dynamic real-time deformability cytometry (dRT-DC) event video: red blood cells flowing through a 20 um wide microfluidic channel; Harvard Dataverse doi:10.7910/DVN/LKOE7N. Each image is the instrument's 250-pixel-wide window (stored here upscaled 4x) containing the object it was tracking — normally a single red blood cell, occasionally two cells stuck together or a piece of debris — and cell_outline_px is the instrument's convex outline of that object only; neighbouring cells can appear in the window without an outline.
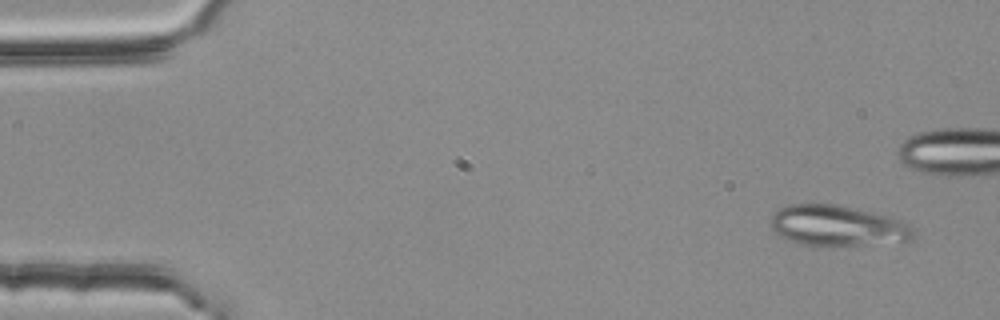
{"species": "common noctule bat (a hibernating species)", "species_latin": "Nyctalus noctula", "temperature_condition": "room temperature", "stored_images_in_passage": 52, "camera_frame_rate_fps": 3000, "um_per_image_px": 0.085, "animal": {"sex": "female", "body_mass_g": 25.1}, "frame": {"image": 1, "passage_image": 1, "time_ms": 0.0, "image_size_px": [1000, 320], "cell_outline_px": [[916, 232], [912, 240], [864, 244], [800, 244], [788, 240], [780, 236], [768, 224], [772, 216], [780, 208], [788, 204], [836, 204], [888, 216], [904, 220]], "centroid_in_image_um": [71.18, 19.16], "position_along_channel_um": 13.8, "area_um2": 33.29}}
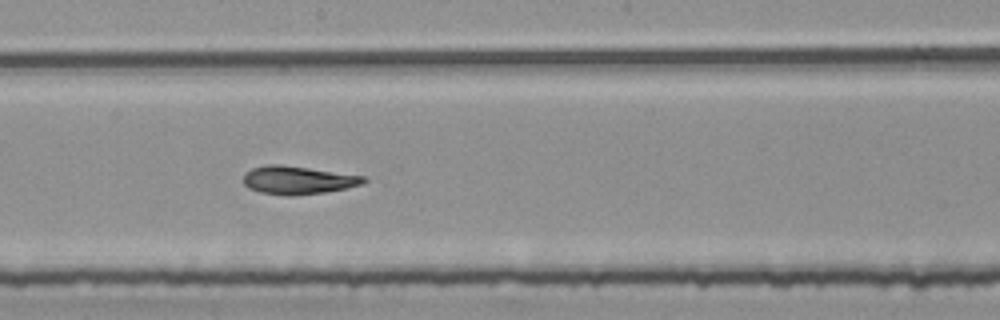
{"frame": {"image": 2, "passage_image": 27, "time_ms": 8.667, "image_size_px": [1000, 320], "cell_outline_px": [[368, 180], [364, 184], [348, 188], [324, 192], [292, 196], [284, 196], [260, 192], [248, 188], [244, 184], [244, 172], [252, 168], [268, 164], [280, 164], [364, 176]], "centroid_in_image_um": [25.31, 15.32], "position_along_channel_um": 222.9, "area_um2": 19.83}}
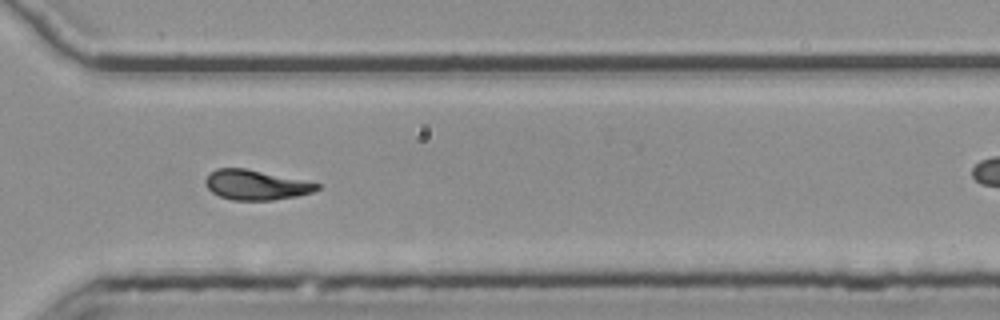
{"frame": {"image": 3, "passage_image": 37, "time_ms": 12.0, "image_size_px": [1000, 320], "cell_outline_px": [[320, 188], [312, 192], [296, 196], [272, 200], [232, 200], [220, 196], [212, 192], [204, 184], [204, 180], [216, 168], [244, 168], [320, 184]], "centroid_in_image_um": [21.71, 15.72], "position_along_channel_um": 348.9, "area_um2": 19.07}, "authors_computed_cell_mechanics": {"area_um2": 19.7387, "velocity_mm_per_s": 3.7948, "shape_relaxation_time_tau1_ms": 6.3256, "shape_relaxation_time_tau2_ms": 5.1514, "deformation_change_tau1": 0.1802, "deformation_change_tau2": 0.1085}}